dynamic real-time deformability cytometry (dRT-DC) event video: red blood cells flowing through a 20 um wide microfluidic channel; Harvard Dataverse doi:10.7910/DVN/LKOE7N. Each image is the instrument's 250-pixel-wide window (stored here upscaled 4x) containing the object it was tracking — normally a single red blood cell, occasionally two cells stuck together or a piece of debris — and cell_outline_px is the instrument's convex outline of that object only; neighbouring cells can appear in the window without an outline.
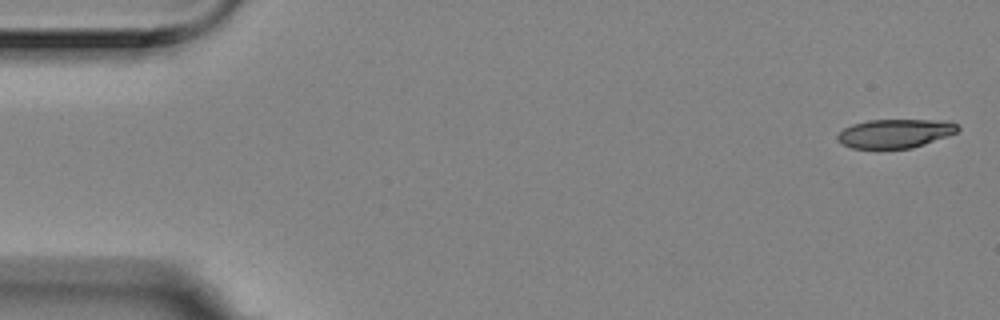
{"species": "Egyptian fruit bat (a non-hibernating species)", "species_latin": "Rousettus aegyptiacus", "temperature_condition": "room temperature", "stored_images_in_passage": 5, "camera_frame_rate_fps": 3000, "um_per_image_px": 0.085, "animal": {"sex": "female"}, "frame": {"image": 1, "passage_image": 1, "time_ms": 0.0, "image_size_px": [1000, 320], "cell_outline_px": [[960, 128], [956, 132], [948, 136], [912, 148], [852, 148], [836, 140], [836, 136], [844, 128], [852, 124], [868, 120], [948, 120], [960, 124]], "centroid_in_image_um": [76.12, 11.33], "position_along_channel_um": 8.9, "area_um2": 20.29}}
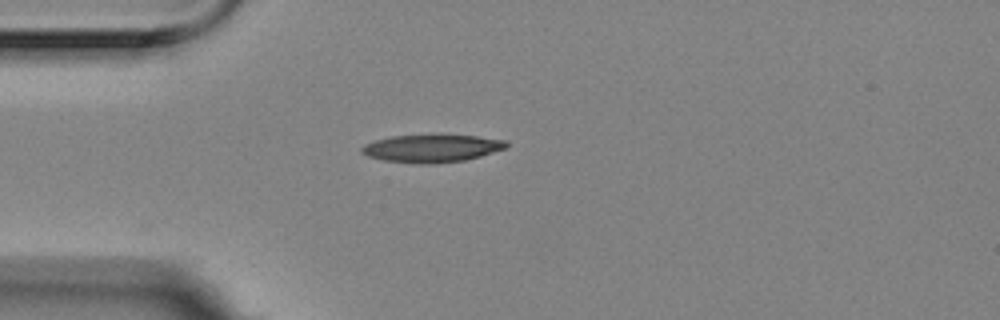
{"frame": {"image": 2, "passage_image": 4, "time_ms": 1.0, "image_size_px": [1000, 320], "cell_outline_px": [[508, 144], [504, 148], [480, 156], [464, 160], [436, 164], [416, 164], [384, 160], [368, 156], [360, 152], [360, 148], [364, 144], [376, 140], [392, 136], [432, 132], [436, 132], [476, 136], [508, 140]], "centroid_in_image_um": [36.68, 12.57], "position_along_channel_um": 48.3, "area_um2": 24.28}}